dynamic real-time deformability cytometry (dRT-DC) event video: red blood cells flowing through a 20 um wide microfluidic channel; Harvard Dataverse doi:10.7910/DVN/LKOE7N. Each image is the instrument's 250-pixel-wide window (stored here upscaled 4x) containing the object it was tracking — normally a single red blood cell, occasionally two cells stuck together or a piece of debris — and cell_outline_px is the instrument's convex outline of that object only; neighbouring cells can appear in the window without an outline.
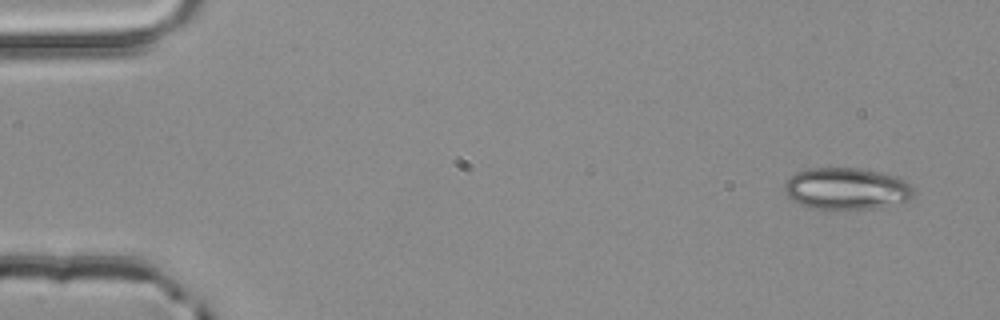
{"species": "common noctule bat (a hibernating species)", "species_latin": "Nyctalus noctula", "temperature_condition": "room temperature", "stored_images_in_passage": 5, "camera_frame_rate_fps": 3000, "um_per_image_px": 0.085, "animal": {"sex": "male", "body_mass_g": 20.4}, "frame": {"image": 1, "passage_image": 1, "time_ms": 0.0, "image_size_px": [1000, 320], "cell_outline_px": [[916, 196], [908, 200], [876, 208], [816, 208], [800, 204], [792, 200], [784, 192], [784, 184], [796, 172], [804, 168], [860, 168], [896, 176], [908, 180], [916, 192]], "centroid_in_image_um": [72.0, 16.01], "position_along_channel_um": 13.0, "area_um2": 31.44}}